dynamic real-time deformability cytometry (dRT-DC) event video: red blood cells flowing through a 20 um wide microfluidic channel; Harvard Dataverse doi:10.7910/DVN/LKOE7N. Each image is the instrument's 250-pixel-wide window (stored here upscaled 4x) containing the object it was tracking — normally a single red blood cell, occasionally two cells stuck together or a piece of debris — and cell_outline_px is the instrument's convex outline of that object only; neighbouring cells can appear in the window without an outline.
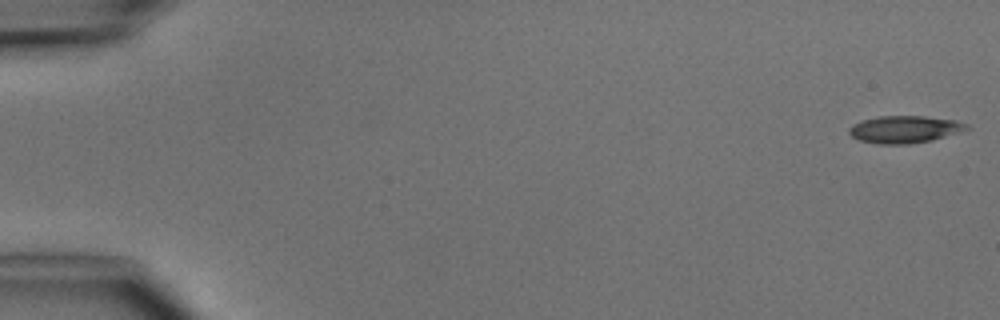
{"species": "common noctule bat (a hibernating species)", "species_latin": "Nyctalus noctula", "temperature_condition": "cold", "stored_images_in_passage": 7, "camera_frame_rate_fps": 3000, "um_per_image_px": 0.085, "animal": {"sex": "male", "body_mass_g": 15.6}, "frame": {"image": 1, "passage_image": 1, "time_ms": 0.0, "image_size_px": [1000, 320], "cell_outline_px": [[972, 128], [960, 132], [932, 140], [908, 144], [880, 144], [860, 140], [852, 136], [848, 132], [848, 128], [852, 124], [860, 120], [880, 116], [924, 116], [956, 120], [968, 124]], "centroid_in_image_um": [76.9, 10.98], "position_along_channel_um": 8.1, "area_um2": 18.79}}
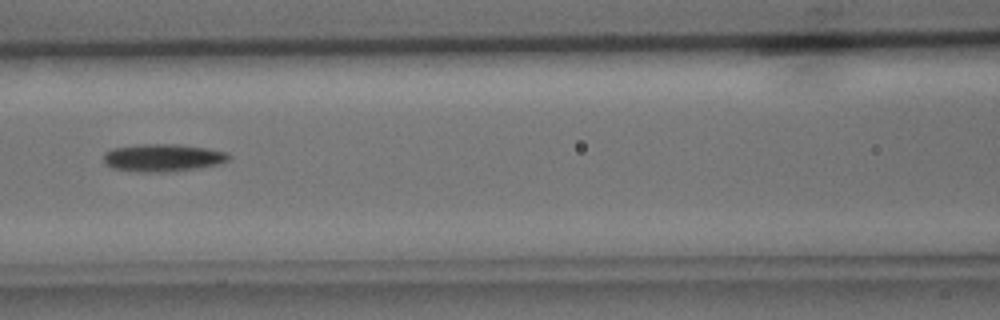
{"frame": {"image": 2, "passage_image": 7, "time_ms": 7.0, "image_size_px": [1000, 320], "cell_outline_px": [[232, 156], [228, 160], [220, 164], [200, 168], [168, 172], [136, 172], [112, 168], [104, 164], [104, 152], [112, 148], [144, 144], [180, 144], [208, 148], [228, 152]], "centroid_in_image_um": [13.87, 13.41], "position_along_channel_um": 152.7, "area_um2": 20.52}}